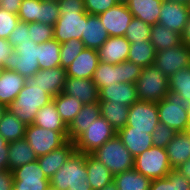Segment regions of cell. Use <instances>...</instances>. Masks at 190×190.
<instances>
[{
    "label": "cell",
    "instance_id": "6da1fadb",
    "mask_svg": "<svg viewBox=\"0 0 190 190\" xmlns=\"http://www.w3.org/2000/svg\"><path fill=\"white\" fill-rule=\"evenodd\" d=\"M53 101V97L37 85L27 80L19 94L7 106V110L24 124H33L35 115L43 106Z\"/></svg>",
    "mask_w": 190,
    "mask_h": 190
},
{
    "label": "cell",
    "instance_id": "7a4b0ae2",
    "mask_svg": "<svg viewBox=\"0 0 190 190\" xmlns=\"http://www.w3.org/2000/svg\"><path fill=\"white\" fill-rule=\"evenodd\" d=\"M87 178L86 154L75 151L49 182L58 190H92Z\"/></svg>",
    "mask_w": 190,
    "mask_h": 190
},
{
    "label": "cell",
    "instance_id": "3957f363",
    "mask_svg": "<svg viewBox=\"0 0 190 190\" xmlns=\"http://www.w3.org/2000/svg\"><path fill=\"white\" fill-rule=\"evenodd\" d=\"M91 155L103 163L113 175L134 168V157L124 146L118 134L97 148Z\"/></svg>",
    "mask_w": 190,
    "mask_h": 190
},
{
    "label": "cell",
    "instance_id": "277c9868",
    "mask_svg": "<svg viewBox=\"0 0 190 190\" xmlns=\"http://www.w3.org/2000/svg\"><path fill=\"white\" fill-rule=\"evenodd\" d=\"M142 67L128 60L120 64H110L99 61L93 81L98 90L114 83H136Z\"/></svg>",
    "mask_w": 190,
    "mask_h": 190
},
{
    "label": "cell",
    "instance_id": "5b68a950",
    "mask_svg": "<svg viewBox=\"0 0 190 190\" xmlns=\"http://www.w3.org/2000/svg\"><path fill=\"white\" fill-rule=\"evenodd\" d=\"M135 86L140 101L157 103L169 92L168 77L154 65L142 69Z\"/></svg>",
    "mask_w": 190,
    "mask_h": 190
},
{
    "label": "cell",
    "instance_id": "8992f818",
    "mask_svg": "<svg viewBox=\"0 0 190 190\" xmlns=\"http://www.w3.org/2000/svg\"><path fill=\"white\" fill-rule=\"evenodd\" d=\"M159 123L165 124L176 132H187L189 119L185 101L171 91L167 96L157 102Z\"/></svg>",
    "mask_w": 190,
    "mask_h": 190
},
{
    "label": "cell",
    "instance_id": "52a82bcc",
    "mask_svg": "<svg viewBox=\"0 0 190 190\" xmlns=\"http://www.w3.org/2000/svg\"><path fill=\"white\" fill-rule=\"evenodd\" d=\"M37 43L33 40L18 45L4 61V69L18 72L29 80L40 70L37 59Z\"/></svg>",
    "mask_w": 190,
    "mask_h": 190
},
{
    "label": "cell",
    "instance_id": "ba28073f",
    "mask_svg": "<svg viewBox=\"0 0 190 190\" xmlns=\"http://www.w3.org/2000/svg\"><path fill=\"white\" fill-rule=\"evenodd\" d=\"M24 139L33 148L36 156L40 157L65 145L69 141V134L29 124Z\"/></svg>",
    "mask_w": 190,
    "mask_h": 190
},
{
    "label": "cell",
    "instance_id": "9c48e42d",
    "mask_svg": "<svg viewBox=\"0 0 190 190\" xmlns=\"http://www.w3.org/2000/svg\"><path fill=\"white\" fill-rule=\"evenodd\" d=\"M134 159V169L151 180L164 178L172 170L165 148L152 146Z\"/></svg>",
    "mask_w": 190,
    "mask_h": 190
},
{
    "label": "cell",
    "instance_id": "30bf717a",
    "mask_svg": "<svg viewBox=\"0 0 190 190\" xmlns=\"http://www.w3.org/2000/svg\"><path fill=\"white\" fill-rule=\"evenodd\" d=\"M115 134H117V131L100 115L90 124L87 130L74 141L76 151L91 154L110 140Z\"/></svg>",
    "mask_w": 190,
    "mask_h": 190
},
{
    "label": "cell",
    "instance_id": "8fae6325",
    "mask_svg": "<svg viewBox=\"0 0 190 190\" xmlns=\"http://www.w3.org/2000/svg\"><path fill=\"white\" fill-rule=\"evenodd\" d=\"M13 183L11 190H47L49 179L43 173L37 160L11 171Z\"/></svg>",
    "mask_w": 190,
    "mask_h": 190
},
{
    "label": "cell",
    "instance_id": "7c38bea8",
    "mask_svg": "<svg viewBox=\"0 0 190 190\" xmlns=\"http://www.w3.org/2000/svg\"><path fill=\"white\" fill-rule=\"evenodd\" d=\"M158 123L157 103L138 100L129 107L128 121L125 127L152 134Z\"/></svg>",
    "mask_w": 190,
    "mask_h": 190
},
{
    "label": "cell",
    "instance_id": "4fadbf2b",
    "mask_svg": "<svg viewBox=\"0 0 190 190\" xmlns=\"http://www.w3.org/2000/svg\"><path fill=\"white\" fill-rule=\"evenodd\" d=\"M153 65L169 78L180 69L190 66V47L181 43L177 47L158 51Z\"/></svg>",
    "mask_w": 190,
    "mask_h": 190
},
{
    "label": "cell",
    "instance_id": "5bb4252c",
    "mask_svg": "<svg viewBox=\"0 0 190 190\" xmlns=\"http://www.w3.org/2000/svg\"><path fill=\"white\" fill-rule=\"evenodd\" d=\"M86 11H65L60 14L54 27V39L60 44L70 40H81Z\"/></svg>",
    "mask_w": 190,
    "mask_h": 190
},
{
    "label": "cell",
    "instance_id": "9a60e30c",
    "mask_svg": "<svg viewBox=\"0 0 190 190\" xmlns=\"http://www.w3.org/2000/svg\"><path fill=\"white\" fill-rule=\"evenodd\" d=\"M98 16L111 37L125 36L127 27L133 18L126 3H118Z\"/></svg>",
    "mask_w": 190,
    "mask_h": 190
},
{
    "label": "cell",
    "instance_id": "2e32d148",
    "mask_svg": "<svg viewBox=\"0 0 190 190\" xmlns=\"http://www.w3.org/2000/svg\"><path fill=\"white\" fill-rule=\"evenodd\" d=\"M189 14L188 5L163 0L158 23L178 34H182Z\"/></svg>",
    "mask_w": 190,
    "mask_h": 190
},
{
    "label": "cell",
    "instance_id": "e0dca14e",
    "mask_svg": "<svg viewBox=\"0 0 190 190\" xmlns=\"http://www.w3.org/2000/svg\"><path fill=\"white\" fill-rule=\"evenodd\" d=\"M66 79V69L59 66L49 69H40L29 81L42 88L52 97H55L62 92Z\"/></svg>",
    "mask_w": 190,
    "mask_h": 190
},
{
    "label": "cell",
    "instance_id": "ac0fdd59",
    "mask_svg": "<svg viewBox=\"0 0 190 190\" xmlns=\"http://www.w3.org/2000/svg\"><path fill=\"white\" fill-rule=\"evenodd\" d=\"M98 64V50L84 48L66 68L67 77L93 79Z\"/></svg>",
    "mask_w": 190,
    "mask_h": 190
},
{
    "label": "cell",
    "instance_id": "d6986e66",
    "mask_svg": "<svg viewBox=\"0 0 190 190\" xmlns=\"http://www.w3.org/2000/svg\"><path fill=\"white\" fill-rule=\"evenodd\" d=\"M62 93L75 97L83 104L99 102V90L93 79L67 77Z\"/></svg>",
    "mask_w": 190,
    "mask_h": 190
},
{
    "label": "cell",
    "instance_id": "ffe728a7",
    "mask_svg": "<svg viewBox=\"0 0 190 190\" xmlns=\"http://www.w3.org/2000/svg\"><path fill=\"white\" fill-rule=\"evenodd\" d=\"M130 44L125 36H110L98 49L99 61L113 65L126 61Z\"/></svg>",
    "mask_w": 190,
    "mask_h": 190
},
{
    "label": "cell",
    "instance_id": "44dd1931",
    "mask_svg": "<svg viewBox=\"0 0 190 190\" xmlns=\"http://www.w3.org/2000/svg\"><path fill=\"white\" fill-rule=\"evenodd\" d=\"M76 151L75 144L68 141L61 148L53 150L46 155L37 158L41 170L50 180L51 177L67 162Z\"/></svg>",
    "mask_w": 190,
    "mask_h": 190
},
{
    "label": "cell",
    "instance_id": "7402d4cb",
    "mask_svg": "<svg viewBox=\"0 0 190 190\" xmlns=\"http://www.w3.org/2000/svg\"><path fill=\"white\" fill-rule=\"evenodd\" d=\"M109 37L98 15L86 14L84 16L81 41L85 48L98 50Z\"/></svg>",
    "mask_w": 190,
    "mask_h": 190
},
{
    "label": "cell",
    "instance_id": "603a6c76",
    "mask_svg": "<svg viewBox=\"0 0 190 190\" xmlns=\"http://www.w3.org/2000/svg\"><path fill=\"white\" fill-rule=\"evenodd\" d=\"M99 101H112L131 106L138 101L135 83H114L99 90Z\"/></svg>",
    "mask_w": 190,
    "mask_h": 190
},
{
    "label": "cell",
    "instance_id": "cb8c5ba5",
    "mask_svg": "<svg viewBox=\"0 0 190 190\" xmlns=\"http://www.w3.org/2000/svg\"><path fill=\"white\" fill-rule=\"evenodd\" d=\"M100 115L99 102L83 104L82 109L68 126L69 141L74 142Z\"/></svg>",
    "mask_w": 190,
    "mask_h": 190
},
{
    "label": "cell",
    "instance_id": "d4e9b609",
    "mask_svg": "<svg viewBox=\"0 0 190 190\" xmlns=\"http://www.w3.org/2000/svg\"><path fill=\"white\" fill-rule=\"evenodd\" d=\"M27 79L13 70L3 69L0 75V103L8 106L13 103Z\"/></svg>",
    "mask_w": 190,
    "mask_h": 190
},
{
    "label": "cell",
    "instance_id": "484cf974",
    "mask_svg": "<svg viewBox=\"0 0 190 190\" xmlns=\"http://www.w3.org/2000/svg\"><path fill=\"white\" fill-rule=\"evenodd\" d=\"M117 134L134 158L153 146L151 134H147L145 131L123 127L117 131Z\"/></svg>",
    "mask_w": 190,
    "mask_h": 190
},
{
    "label": "cell",
    "instance_id": "4316f807",
    "mask_svg": "<svg viewBox=\"0 0 190 190\" xmlns=\"http://www.w3.org/2000/svg\"><path fill=\"white\" fill-rule=\"evenodd\" d=\"M163 0H128L126 5L133 17L153 26L158 23Z\"/></svg>",
    "mask_w": 190,
    "mask_h": 190
},
{
    "label": "cell",
    "instance_id": "83f0119b",
    "mask_svg": "<svg viewBox=\"0 0 190 190\" xmlns=\"http://www.w3.org/2000/svg\"><path fill=\"white\" fill-rule=\"evenodd\" d=\"M165 149L170 166L172 169H176L190 159V134L188 132H177Z\"/></svg>",
    "mask_w": 190,
    "mask_h": 190
},
{
    "label": "cell",
    "instance_id": "f1b7e54d",
    "mask_svg": "<svg viewBox=\"0 0 190 190\" xmlns=\"http://www.w3.org/2000/svg\"><path fill=\"white\" fill-rule=\"evenodd\" d=\"M33 148L23 138L9 142L8 148V172L15 168L37 160Z\"/></svg>",
    "mask_w": 190,
    "mask_h": 190
},
{
    "label": "cell",
    "instance_id": "f546056e",
    "mask_svg": "<svg viewBox=\"0 0 190 190\" xmlns=\"http://www.w3.org/2000/svg\"><path fill=\"white\" fill-rule=\"evenodd\" d=\"M87 182L92 190H101L114 180L111 171L91 154H86Z\"/></svg>",
    "mask_w": 190,
    "mask_h": 190
},
{
    "label": "cell",
    "instance_id": "4dcf8cb0",
    "mask_svg": "<svg viewBox=\"0 0 190 190\" xmlns=\"http://www.w3.org/2000/svg\"><path fill=\"white\" fill-rule=\"evenodd\" d=\"M33 124L40 126L44 129L58 131L59 133H68V127L62 121L54 101L38 110L35 115Z\"/></svg>",
    "mask_w": 190,
    "mask_h": 190
},
{
    "label": "cell",
    "instance_id": "1f68e13d",
    "mask_svg": "<svg viewBox=\"0 0 190 190\" xmlns=\"http://www.w3.org/2000/svg\"><path fill=\"white\" fill-rule=\"evenodd\" d=\"M100 114L111 126L118 131L126 126L128 121L129 106L112 101H99Z\"/></svg>",
    "mask_w": 190,
    "mask_h": 190
},
{
    "label": "cell",
    "instance_id": "d6a6232c",
    "mask_svg": "<svg viewBox=\"0 0 190 190\" xmlns=\"http://www.w3.org/2000/svg\"><path fill=\"white\" fill-rule=\"evenodd\" d=\"M150 42L154 46L156 52L171 47H177L182 43L181 34H178L159 23H156L151 27Z\"/></svg>",
    "mask_w": 190,
    "mask_h": 190
},
{
    "label": "cell",
    "instance_id": "836d02e7",
    "mask_svg": "<svg viewBox=\"0 0 190 190\" xmlns=\"http://www.w3.org/2000/svg\"><path fill=\"white\" fill-rule=\"evenodd\" d=\"M113 181L118 190H149L152 180L133 168L114 175Z\"/></svg>",
    "mask_w": 190,
    "mask_h": 190
},
{
    "label": "cell",
    "instance_id": "e575fe53",
    "mask_svg": "<svg viewBox=\"0 0 190 190\" xmlns=\"http://www.w3.org/2000/svg\"><path fill=\"white\" fill-rule=\"evenodd\" d=\"M61 44L56 39L37 45V59L40 69H49L60 66Z\"/></svg>",
    "mask_w": 190,
    "mask_h": 190
},
{
    "label": "cell",
    "instance_id": "d590c367",
    "mask_svg": "<svg viewBox=\"0 0 190 190\" xmlns=\"http://www.w3.org/2000/svg\"><path fill=\"white\" fill-rule=\"evenodd\" d=\"M156 57V50L150 40L133 42L130 44L127 60L145 68L152 66Z\"/></svg>",
    "mask_w": 190,
    "mask_h": 190
},
{
    "label": "cell",
    "instance_id": "8d00e7d4",
    "mask_svg": "<svg viewBox=\"0 0 190 190\" xmlns=\"http://www.w3.org/2000/svg\"><path fill=\"white\" fill-rule=\"evenodd\" d=\"M53 101L62 121L67 127L83 106V103L78 99L62 92L53 97Z\"/></svg>",
    "mask_w": 190,
    "mask_h": 190
},
{
    "label": "cell",
    "instance_id": "74e56055",
    "mask_svg": "<svg viewBox=\"0 0 190 190\" xmlns=\"http://www.w3.org/2000/svg\"><path fill=\"white\" fill-rule=\"evenodd\" d=\"M27 125L20 121L8 110L5 111L0 120V134L9 143L23 139Z\"/></svg>",
    "mask_w": 190,
    "mask_h": 190
},
{
    "label": "cell",
    "instance_id": "f35d334b",
    "mask_svg": "<svg viewBox=\"0 0 190 190\" xmlns=\"http://www.w3.org/2000/svg\"><path fill=\"white\" fill-rule=\"evenodd\" d=\"M169 91L178 94L185 103L190 102V66L185 67L171 75L169 78Z\"/></svg>",
    "mask_w": 190,
    "mask_h": 190
},
{
    "label": "cell",
    "instance_id": "ab89813d",
    "mask_svg": "<svg viewBox=\"0 0 190 190\" xmlns=\"http://www.w3.org/2000/svg\"><path fill=\"white\" fill-rule=\"evenodd\" d=\"M151 27L146 22L133 17L127 27L125 38L130 43L150 40Z\"/></svg>",
    "mask_w": 190,
    "mask_h": 190
},
{
    "label": "cell",
    "instance_id": "60d3db41",
    "mask_svg": "<svg viewBox=\"0 0 190 190\" xmlns=\"http://www.w3.org/2000/svg\"><path fill=\"white\" fill-rule=\"evenodd\" d=\"M84 48V43L78 39L72 38L62 43L60 48V66L66 69Z\"/></svg>",
    "mask_w": 190,
    "mask_h": 190
},
{
    "label": "cell",
    "instance_id": "b9f144b4",
    "mask_svg": "<svg viewBox=\"0 0 190 190\" xmlns=\"http://www.w3.org/2000/svg\"><path fill=\"white\" fill-rule=\"evenodd\" d=\"M18 17L21 22L40 23V0H22Z\"/></svg>",
    "mask_w": 190,
    "mask_h": 190
},
{
    "label": "cell",
    "instance_id": "7bdbcfd3",
    "mask_svg": "<svg viewBox=\"0 0 190 190\" xmlns=\"http://www.w3.org/2000/svg\"><path fill=\"white\" fill-rule=\"evenodd\" d=\"M29 34L31 40L40 44L54 38V27L39 22L29 23Z\"/></svg>",
    "mask_w": 190,
    "mask_h": 190
},
{
    "label": "cell",
    "instance_id": "ee69618b",
    "mask_svg": "<svg viewBox=\"0 0 190 190\" xmlns=\"http://www.w3.org/2000/svg\"><path fill=\"white\" fill-rule=\"evenodd\" d=\"M60 17L58 2L40 0V23L54 26Z\"/></svg>",
    "mask_w": 190,
    "mask_h": 190
},
{
    "label": "cell",
    "instance_id": "f6af8a7d",
    "mask_svg": "<svg viewBox=\"0 0 190 190\" xmlns=\"http://www.w3.org/2000/svg\"><path fill=\"white\" fill-rule=\"evenodd\" d=\"M176 134L177 132L174 129L165 124L158 123L151 134L153 146L165 148Z\"/></svg>",
    "mask_w": 190,
    "mask_h": 190
},
{
    "label": "cell",
    "instance_id": "bcb514c9",
    "mask_svg": "<svg viewBox=\"0 0 190 190\" xmlns=\"http://www.w3.org/2000/svg\"><path fill=\"white\" fill-rule=\"evenodd\" d=\"M19 21L18 15L0 8V38L8 40Z\"/></svg>",
    "mask_w": 190,
    "mask_h": 190
},
{
    "label": "cell",
    "instance_id": "7dc6e473",
    "mask_svg": "<svg viewBox=\"0 0 190 190\" xmlns=\"http://www.w3.org/2000/svg\"><path fill=\"white\" fill-rule=\"evenodd\" d=\"M118 3V0H84V7L87 14L100 15Z\"/></svg>",
    "mask_w": 190,
    "mask_h": 190
},
{
    "label": "cell",
    "instance_id": "c3c4849f",
    "mask_svg": "<svg viewBox=\"0 0 190 190\" xmlns=\"http://www.w3.org/2000/svg\"><path fill=\"white\" fill-rule=\"evenodd\" d=\"M29 35V23L19 21L15 29L10 33L8 41L15 49L21 43L31 40Z\"/></svg>",
    "mask_w": 190,
    "mask_h": 190
},
{
    "label": "cell",
    "instance_id": "681fc988",
    "mask_svg": "<svg viewBox=\"0 0 190 190\" xmlns=\"http://www.w3.org/2000/svg\"><path fill=\"white\" fill-rule=\"evenodd\" d=\"M166 178L173 185V190H190V181L175 169H172Z\"/></svg>",
    "mask_w": 190,
    "mask_h": 190
},
{
    "label": "cell",
    "instance_id": "f907efd6",
    "mask_svg": "<svg viewBox=\"0 0 190 190\" xmlns=\"http://www.w3.org/2000/svg\"><path fill=\"white\" fill-rule=\"evenodd\" d=\"M60 14L65 11H85L84 0H59Z\"/></svg>",
    "mask_w": 190,
    "mask_h": 190
},
{
    "label": "cell",
    "instance_id": "816d5d0a",
    "mask_svg": "<svg viewBox=\"0 0 190 190\" xmlns=\"http://www.w3.org/2000/svg\"><path fill=\"white\" fill-rule=\"evenodd\" d=\"M14 50L12 44L7 40L0 38V66L4 69V61Z\"/></svg>",
    "mask_w": 190,
    "mask_h": 190
},
{
    "label": "cell",
    "instance_id": "f5cc1de1",
    "mask_svg": "<svg viewBox=\"0 0 190 190\" xmlns=\"http://www.w3.org/2000/svg\"><path fill=\"white\" fill-rule=\"evenodd\" d=\"M149 190H173V185L166 177L153 179Z\"/></svg>",
    "mask_w": 190,
    "mask_h": 190
},
{
    "label": "cell",
    "instance_id": "db71d44e",
    "mask_svg": "<svg viewBox=\"0 0 190 190\" xmlns=\"http://www.w3.org/2000/svg\"><path fill=\"white\" fill-rule=\"evenodd\" d=\"M22 0H1L0 8L18 15Z\"/></svg>",
    "mask_w": 190,
    "mask_h": 190
},
{
    "label": "cell",
    "instance_id": "11a10c76",
    "mask_svg": "<svg viewBox=\"0 0 190 190\" xmlns=\"http://www.w3.org/2000/svg\"><path fill=\"white\" fill-rule=\"evenodd\" d=\"M9 143L0 134V164L8 170Z\"/></svg>",
    "mask_w": 190,
    "mask_h": 190
},
{
    "label": "cell",
    "instance_id": "9f6ffc18",
    "mask_svg": "<svg viewBox=\"0 0 190 190\" xmlns=\"http://www.w3.org/2000/svg\"><path fill=\"white\" fill-rule=\"evenodd\" d=\"M13 183V176L11 172L6 173L0 179V190H11Z\"/></svg>",
    "mask_w": 190,
    "mask_h": 190
},
{
    "label": "cell",
    "instance_id": "6f0895ef",
    "mask_svg": "<svg viewBox=\"0 0 190 190\" xmlns=\"http://www.w3.org/2000/svg\"><path fill=\"white\" fill-rule=\"evenodd\" d=\"M181 41L183 44L190 47V14L188 17V21L184 27V30L181 34Z\"/></svg>",
    "mask_w": 190,
    "mask_h": 190
},
{
    "label": "cell",
    "instance_id": "680465c9",
    "mask_svg": "<svg viewBox=\"0 0 190 190\" xmlns=\"http://www.w3.org/2000/svg\"><path fill=\"white\" fill-rule=\"evenodd\" d=\"M175 170L190 181V159L179 165Z\"/></svg>",
    "mask_w": 190,
    "mask_h": 190
},
{
    "label": "cell",
    "instance_id": "91938a15",
    "mask_svg": "<svg viewBox=\"0 0 190 190\" xmlns=\"http://www.w3.org/2000/svg\"><path fill=\"white\" fill-rule=\"evenodd\" d=\"M101 190H118L116 184L114 181L111 183L107 184L105 187H103Z\"/></svg>",
    "mask_w": 190,
    "mask_h": 190
},
{
    "label": "cell",
    "instance_id": "94428289",
    "mask_svg": "<svg viewBox=\"0 0 190 190\" xmlns=\"http://www.w3.org/2000/svg\"><path fill=\"white\" fill-rule=\"evenodd\" d=\"M166 1L174 2L180 5H189L190 3V0H166Z\"/></svg>",
    "mask_w": 190,
    "mask_h": 190
},
{
    "label": "cell",
    "instance_id": "6125c7cd",
    "mask_svg": "<svg viewBox=\"0 0 190 190\" xmlns=\"http://www.w3.org/2000/svg\"><path fill=\"white\" fill-rule=\"evenodd\" d=\"M6 110H7V106H5L4 104L0 103V120L3 117V114L5 113Z\"/></svg>",
    "mask_w": 190,
    "mask_h": 190
},
{
    "label": "cell",
    "instance_id": "be15d7a7",
    "mask_svg": "<svg viewBox=\"0 0 190 190\" xmlns=\"http://www.w3.org/2000/svg\"><path fill=\"white\" fill-rule=\"evenodd\" d=\"M8 173V170L0 164V179L6 174Z\"/></svg>",
    "mask_w": 190,
    "mask_h": 190
},
{
    "label": "cell",
    "instance_id": "e7e4bbea",
    "mask_svg": "<svg viewBox=\"0 0 190 190\" xmlns=\"http://www.w3.org/2000/svg\"><path fill=\"white\" fill-rule=\"evenodd\" d=\"M186 109H187V114H188V119H189V124H190V102L186 103Z\"/></svg>",
    "mask_w": 190,
    "mask_h": 190
},
{
    "label": "cell",
    "instance_id": "03108f58",
    "mask_svg": "<svg viewBox=\"0 0 190 190\" xmlns=\"http://www.w3.org/2000/svg\"><path fill=\"white\" fill-rule=\"evenodd\" d=\"M47 190H58V189H56V188H54L52 186H49Z\"/></svg>",
    "mask_w": 190,
    "mask_h": 190
},
{
    "label": "cell",
    "instance_id": "003e7915",
    "mask_svg": "<svg viewBox=\"0 0 190 190\" xmlns=\"http://www.w3.org/2000/svg\"><path fill=\"white\" fill-rule=\"evenodd\" d=\"M128 0H118L119 3H126Z\"/></svg>",
    "mask_w": 190,
    "mask_h": 190
},
{
    "label": "cell",
    "instance_id": "a7ac6f4b",
    "mask_svg": "<svg viewBox=\"0 0 190 190\" xmlns=\"http://www.w3.org/2000/svg\"><path fill=\"white\" fill-rule=\"evenodd\" d=\"M2 71H3V67L0 66V75H1Z\"/></svg>",
    "mask_w": 190,
    "mask_h": 190
},
{
    "label": "cell",
    "instance_id": "89a4df30",
    "mask_svg": "<svg viewBox=\"0 0 190 190\" xmlns=\"http://www.w3.org/2000/svg\"><path fill=\"white\" fill-rule=\"evenodd\" d=\"M189 134H190V124H189V128H188V131H187Z\"/></svg>",
    "mask_w": 190,
    "mask_h": 190
}]
</instances>
